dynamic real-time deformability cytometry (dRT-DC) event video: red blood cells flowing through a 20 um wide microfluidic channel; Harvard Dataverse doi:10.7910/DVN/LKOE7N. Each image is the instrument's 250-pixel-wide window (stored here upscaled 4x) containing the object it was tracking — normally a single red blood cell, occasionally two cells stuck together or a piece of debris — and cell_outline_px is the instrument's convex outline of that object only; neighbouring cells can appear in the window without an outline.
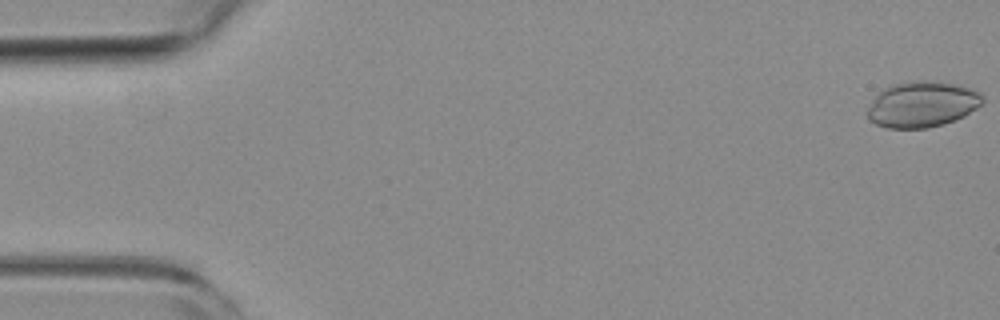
{"species": "common noctule bat (a hibernating species)", "species_latin": "Nyctalus noctula", "temperature_condition": "room temperature", "stored_images_in_passage": 17, "camera_frame_rate_fps": 3000, "um_per_image_px": 0.085, "animal": {"sex": "female", "body_mass_g": 19.3, "forearm_length_mm": 54.1}, "frame": {"image": 1, "passage_image": 1, "time_ms": 0.0, "image_size_px": [1000, 320], "cell_outline_px": [[984, 100], [976, 108], [964, 116], [944, 124], [928, 128], [888, 128], [876, 124], [868, 120], [868, 108], [876, 96], [884, 88], [892, 84], [920, 80], [924, 80], [956, 84], [972, 88], [980, 92], [984, 96]], "centroid_in_image_um": [78.4, 8.87], "position_along_channel_um": 6.6, "area_um2": 30.69}}